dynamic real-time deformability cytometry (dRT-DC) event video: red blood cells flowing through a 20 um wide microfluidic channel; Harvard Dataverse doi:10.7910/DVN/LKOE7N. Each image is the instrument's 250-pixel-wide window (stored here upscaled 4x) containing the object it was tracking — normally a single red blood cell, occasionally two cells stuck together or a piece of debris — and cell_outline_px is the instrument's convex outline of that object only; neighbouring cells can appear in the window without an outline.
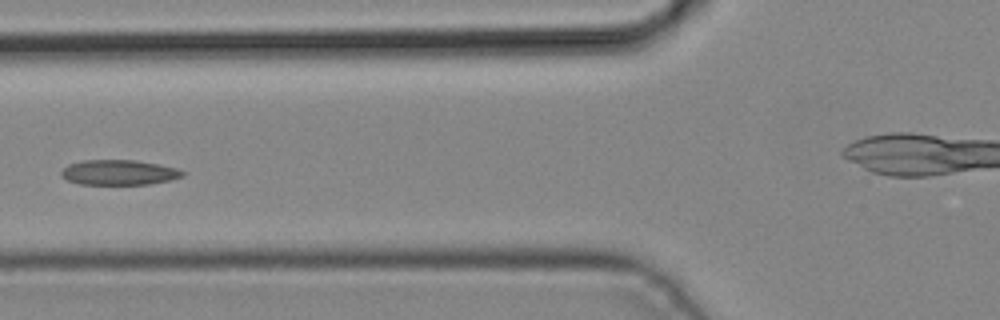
{"species": "common noctule bat (a hibernating species)", "species_latin": "Nyctalus noctula", "temperature_condition": "cold", "stored_images_in_passage": 7, "segment_of_instrument_passage": [1, 2], "camera_frame_rate_fps": 3000, "um_per_image_px": 0.085, "animal": {"sex": "male", "body_mass_g": 19.2, "forearm_length_mm": 51.8}, "frame": {"image": 1, "passage_image": 6, "time_ms": 1.667, "image_size_px": [1000, 320], "cell_outline_px": [[184, 176], [172, 180], [148, 184], [80, 184], [68, 180], [60, 176], [60, 172], [68, 164], [84, 160], [136, 160], [176, 168], [184, 172]], "centroid_in_image_um": [10.09, 14.66], "position_along_channel_um": 115.7, "area_um2": 17.69}}